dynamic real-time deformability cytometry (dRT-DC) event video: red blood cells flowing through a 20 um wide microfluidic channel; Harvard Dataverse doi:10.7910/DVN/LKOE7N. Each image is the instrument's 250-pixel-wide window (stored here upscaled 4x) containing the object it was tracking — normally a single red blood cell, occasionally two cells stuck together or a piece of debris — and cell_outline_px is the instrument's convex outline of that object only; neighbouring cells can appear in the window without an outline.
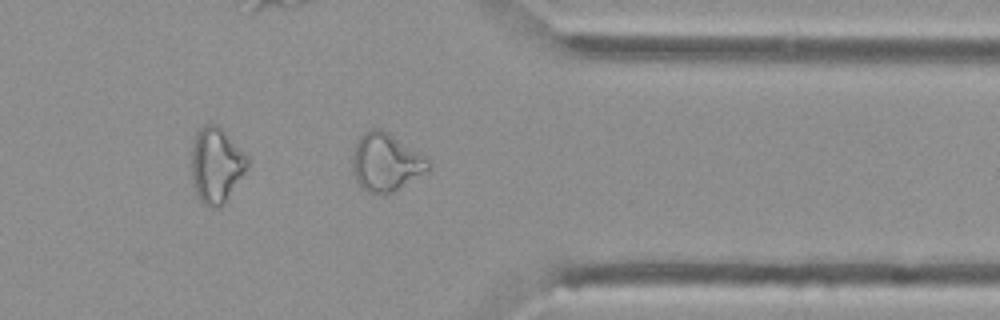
{"species": "Egyptian fruit bat (a non-hibernating species)", "species_latin": "Rousettus aegyptiacus", "temperature_condition": "cold", "stored_images_in_passage": 40, "camera_frame_rate_fps": 3000, "um_per_image_px": 0.085, "animal": {"sex": "female"}, "frame": {"image": 1, "passage_image": 29, "time_ms": 9.333, "image_size_px": [1000, 320], "cell_outline_px": [[432, 168], [428, 172], [388, 196], [380, 196], [368, 192], [356, 180], [352, 172], [352, 156], [356, 144], [360, 136], [368, 128], [380, 128], [388, 132], [428, 156], [432, 164]], "centroid_in_image_um": [32.86, 13.82], "position_along_channel_um": 378.5, "area_um2": 26.59}}
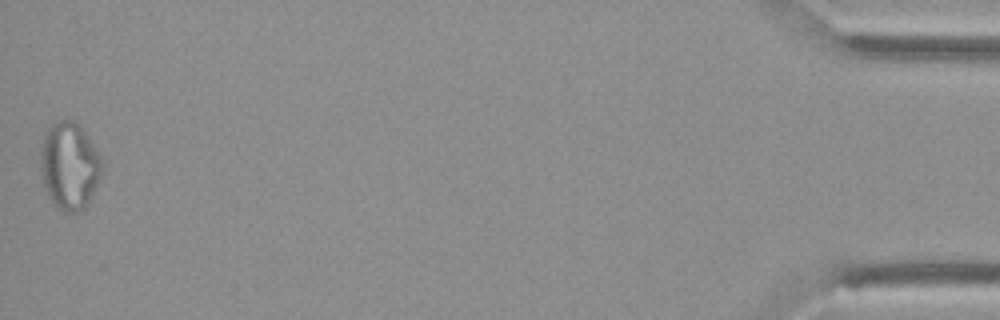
{"frame": {"image": 2, "passage_image": 40, "time_ms": 13.0, "image_size_px": [1000, 320], "cell_outline_px": [[104, 164], [100, 176], [88, 204], [84, 208], [76, 212], [64, 212], [56, 208], [48, 196], [44, 184], [40, 168], [40, 152], [44, 132], [56, 120], [72, 120], [80, 124], [104, 160]], "centroid_in_image_um": [5.9, 14.07], "position_along_channel_um": 429.3, "area_um2": 31.67}}